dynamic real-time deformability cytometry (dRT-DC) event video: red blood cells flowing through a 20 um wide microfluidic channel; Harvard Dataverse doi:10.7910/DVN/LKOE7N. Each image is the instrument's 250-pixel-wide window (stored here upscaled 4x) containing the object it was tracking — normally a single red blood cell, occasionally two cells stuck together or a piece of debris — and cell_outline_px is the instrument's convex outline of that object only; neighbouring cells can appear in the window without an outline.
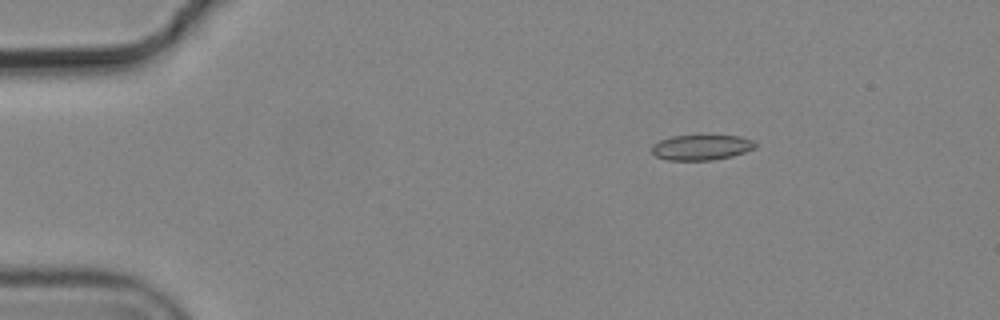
{"species": "common noctule bat (a hibernating species)", "species_latin": "Nyctalus noctula", "temperature_condition": "cold", "stored_images_in_passage": 3, "camera_frame_rate_fps": 3000, "um_per_image_px": 0.085, "animal": {"sex": "male", "body_mass_g": 19.2, "forearm_length_mm": 51.8}, "frame": {"image": 1, "passage_image": 1, "time_ms": 0.0, "image_size_px": [1000, 320], "cell_outline_px": [[756, 148], [732, 156], [712, 160], [668, 160], [656, 156], [652, 152], [652, 144], [660, 140], [672, 136], [740, 136], [752, 140], [756, 144]], "centroid_in_image_um": [59.61, 12.53], "position_along_channel_um": 25.4, "area_um2": 15.14}}
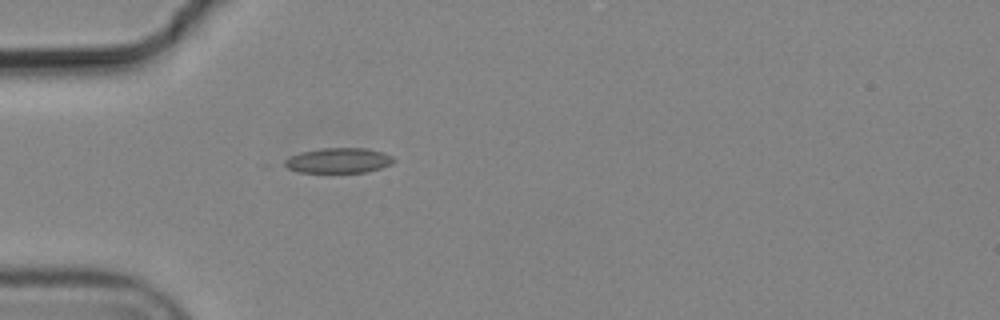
{"frame": {"image": 2, "passage_image": 3, "time_ms": 0.667, "image_size_px": [1000, 320], "cell_outline_px": [[396, 160], [392, 164], [380, 168], [364, 172], [300, 172], [288, 168], [280, 164], [288, 156], [300, 152], [320, 148], [364, 148], [384, 152], [392, 156]], "centroid_in_image_um": [28.74, 13.63], "position_along_channel_um": 56.3, "area_um2": 16.13}}